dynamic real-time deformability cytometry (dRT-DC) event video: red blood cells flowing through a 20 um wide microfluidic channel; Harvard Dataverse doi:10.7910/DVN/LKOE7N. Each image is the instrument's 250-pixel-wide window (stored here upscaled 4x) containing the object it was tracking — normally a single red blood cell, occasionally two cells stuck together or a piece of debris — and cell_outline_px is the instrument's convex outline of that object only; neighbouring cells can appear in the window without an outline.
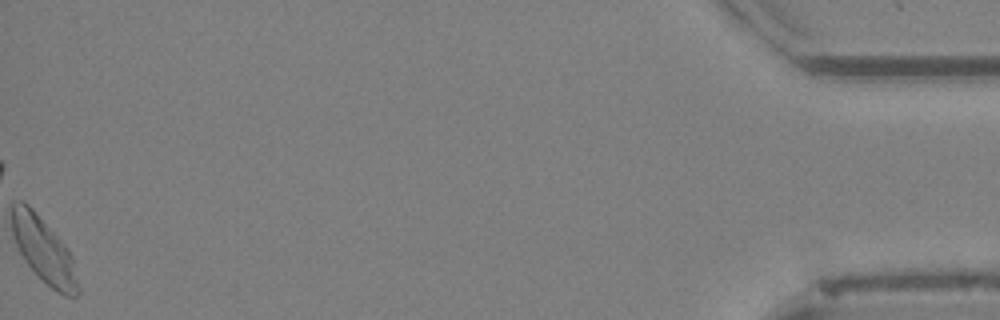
{"species": "Egyptian fruit bat (a non-hibernating species)", "species_latin": "Rousettus aegyptiacus", "temperature_condition": "cold", "stored_images_in_passage": 47, "camera_frame_rate_fps": 3000, "um_per_image_px": 0.085, "animal": {"sex": "female"}, "frame": {"image": 1, "passage_image": 47, "time_ms": 15.333, "image_size_px": [1000, 320], "cell_outline_px": [[80, 292], [76, 296], [64, 296], [56, 292], [24, 260], [12, 236], [12, 204], [20, 200], [28, 204], [32, 208], [68, 248], [72, 256], [80, 288]], "centroid_in_image_um": [3.74, 21.28], "position_along_channel_um": 431.5, "area_um2": 24.85}}